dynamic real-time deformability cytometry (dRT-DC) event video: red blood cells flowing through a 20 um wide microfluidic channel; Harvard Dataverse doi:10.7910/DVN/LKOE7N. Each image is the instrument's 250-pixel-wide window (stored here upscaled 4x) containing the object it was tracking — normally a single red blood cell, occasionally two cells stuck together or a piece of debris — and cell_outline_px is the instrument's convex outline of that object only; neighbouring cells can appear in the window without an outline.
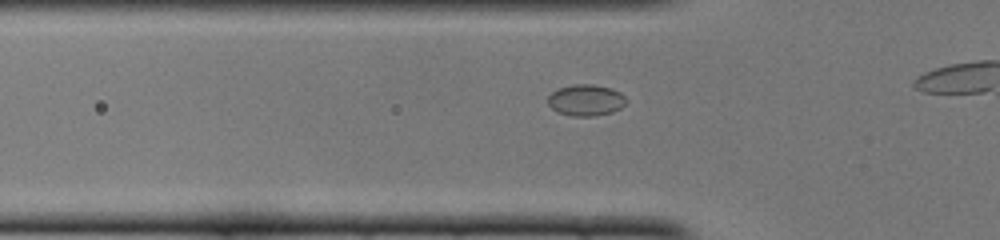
{"species": "common noctule bat (a hibernating species)", "species_latin": "Nyctalus noctula", "temperature_condition": "cold", "stored_images_in_passage": 12, "camera_frame_rate_fps": 3000, "um_per_image_px": 0.085, "animal": {"sex": "female", "body_mass_g": 22.0, "forearm_length_mm": 56.7}, "frame": {"image": 1, "passage_image": 7, "time_ms": 2.0, "image_size_px": [1000, 240], "cell_outline_px": [[624, 104], [620, 108], [612, 112], [592, 116], [572, 116], [556, 112], [548, 104], [548, 96], [552, 92], [560, 88], [572, 84], [592, 84], [612, 88], [620, 92], [624, 96]], "centroid_in_image_um": [49.77, 8.51], "position_along_channel_um": 76.0, "area_um2": 14.22}}
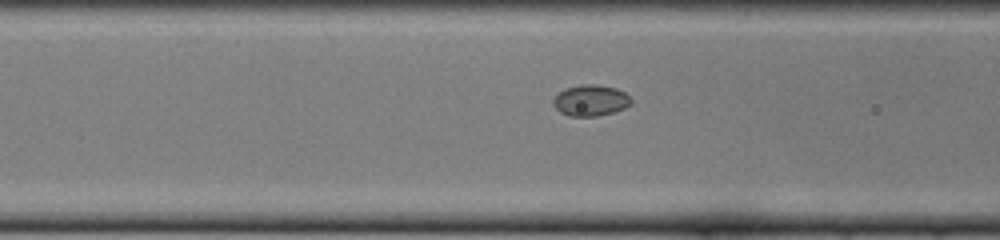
{"frame": {"image": 2, "passage_image": 10, "time_ms": 3.0, "image_size_px": [1000, 240], "cell_outline_px": [[632, 104], [624, 108], [612, 112], [596, 116], [568, 116], [560, 112], [552, 104], [552, 100], [564, 88], [580, 84], [596, 84], [616, 88], [624, 92], [632, 100]], "centroid_in_image_um": [50.19, 8.53], "position_along_channel_um": 116.4, "area_um2": 14.16}}